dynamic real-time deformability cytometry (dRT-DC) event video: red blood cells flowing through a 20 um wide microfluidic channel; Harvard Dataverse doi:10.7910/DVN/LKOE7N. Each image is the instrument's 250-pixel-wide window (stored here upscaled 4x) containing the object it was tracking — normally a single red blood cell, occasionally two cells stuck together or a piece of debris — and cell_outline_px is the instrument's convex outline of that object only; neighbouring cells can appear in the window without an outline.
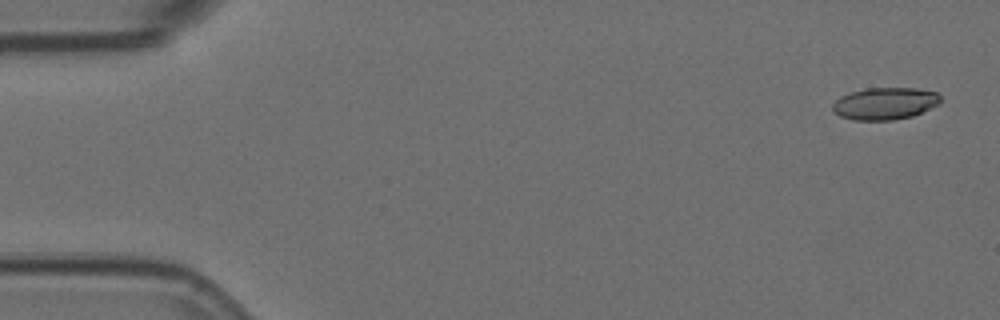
{"species": "Egyptian fruit bat (a non-hibernating species)", "species_latin": "Rousettus aegyptiacus", "temperature_condition": "room temperature", "stored_images_in_passage": 5, "camera_frame_rate_fps": 3000, "um_per_image_px": 0.085, "animal": {"sex": "female"}, "frame": {"image": 1, "passage_image": 1, "time_ms": 0.0, "image_size_px": [1000, 320], "cell_outline_px": [[940, 104], [912, 116], [892, 120], [852, 120], [840, 116], [832, 112], [832, 104], [840, 96], [852, 92], [868, 88], [916, 88], [936, 92], [940, 96]], "centroid_in_image_um": [75.2, 8.8], "position_along_channel_um": 9.8, "area_um2": 20.23}}
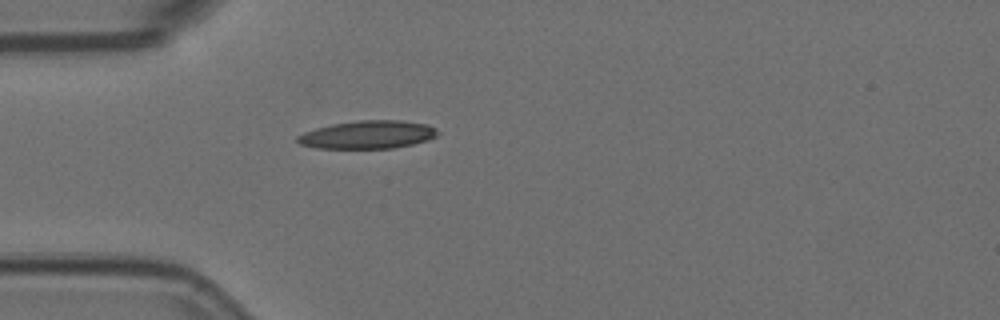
{"frame": {"image": 2, "passage_image": 5, "time_ms": 1.333, "image_size_px": [1000, 320], "cell_outline_px": [[440, 132], [436, 136], [428, 140], [412, 144], [392, 148], [316, 148], [300, 144], [296, 140], [296, 136], [304, 132], [316, 128], [332, 124], [360, 120], [400, 120], [428, 124], [436, 128]], "centroid_in_image_um": [31.27, 11.44], "position_along_channel_um": 53.7, "area_um2": 22.95}}